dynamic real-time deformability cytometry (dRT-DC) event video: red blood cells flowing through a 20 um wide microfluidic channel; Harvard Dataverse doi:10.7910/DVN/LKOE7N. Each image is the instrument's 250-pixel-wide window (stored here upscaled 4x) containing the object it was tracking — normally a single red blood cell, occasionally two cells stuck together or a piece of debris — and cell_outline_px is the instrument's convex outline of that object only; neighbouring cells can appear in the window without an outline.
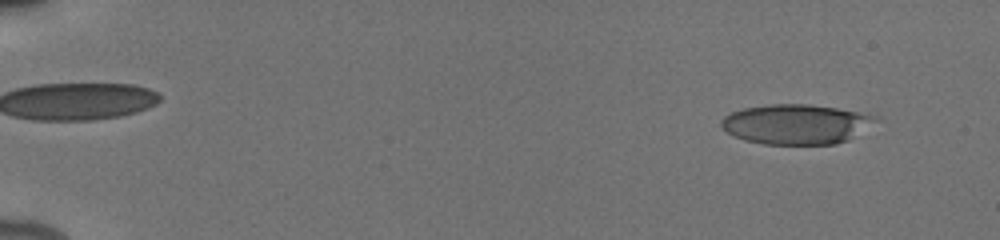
{"species": "human", "species_latin": "Homo sapiens", "temperature_condition": "cold", "stored_images_in_passage": 53, "camera_frame_rate_fps": 3000, "um_per_image_px": 0.085, "donor": {"sex": "male"}, "frame": {"image": 1, "passage_image": 4, "time_ms": 1.0, "image_size_px": [1000, 240], "cell_outline_px": [[880, 120], [848, 140], [836, 144], [764, 144], [744, 140], [720, 128], [720, 120], [724, 116], [732, 112], [744, 108], [768, 104], [808, 104], [836, 108], [880, 116]], "centroid_in_image_um": [67.68, 10.55], "position_along_channel_um": 17.3, "area_um2": 36.01}}
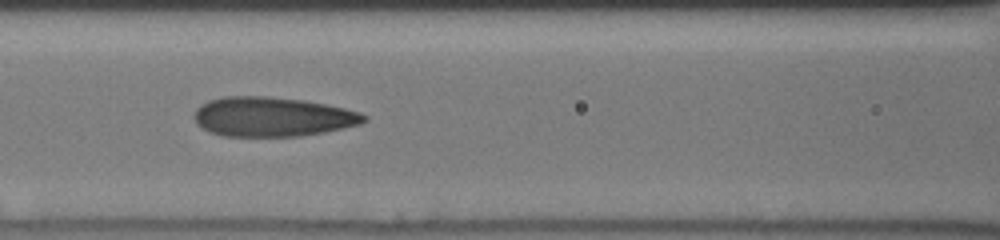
{"frame": {"image": 2, "passage_image": 25, "time_ms": 8.0, "image_size_px": [1000, 240], "cell_outline_px": [[368, 120], [360, 124], [344, 128], [324, 132], [300, 136], [224, 136], [208, 132], [200, 128], [196, 124], [192, 116], [196, 108], [200, 104], [208, 100], [224, 96], [268, 96], [304, 100], [344, 108], [360, 112], [368, 116]], "centroid_in_image_um": [23.11, 9.92], "position_along_channel_um": 143.5, "area_um2": 39.54}}
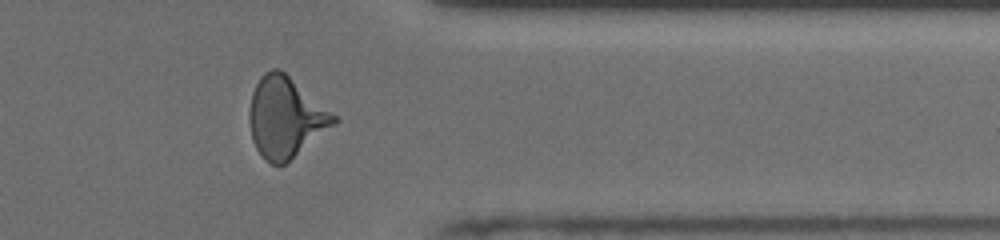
{"frame": {"image": 3, "passage_image": 44, "time_ms": 14.333, "image_size_px": [1000, 240], "cell_outline_px": [[340, 120], [284, 164], [272, 164], [264, 160], [256, 148], [252, 140], [248, 120], [248, 112], [252, 92], [260, 76], [264, 72], [272, 68], [280, 68], [336, 116]], "centroid_in_image_um": [24.22, 9.96], "position_along_channel_um": 387.2, "area_um2": 39.3}, "authors_computed_cell_mechanics": {"area_um2": 37.57, "velocity_mm_per_s": 3.942, "shape_relaxation_time_tau1_ms": 5.7697, "shape_relaxation_time_tau2_ms": 1.2039, "deformation_change_tau1": 0.1889, "deformation_change_tau2": 0.1031}}